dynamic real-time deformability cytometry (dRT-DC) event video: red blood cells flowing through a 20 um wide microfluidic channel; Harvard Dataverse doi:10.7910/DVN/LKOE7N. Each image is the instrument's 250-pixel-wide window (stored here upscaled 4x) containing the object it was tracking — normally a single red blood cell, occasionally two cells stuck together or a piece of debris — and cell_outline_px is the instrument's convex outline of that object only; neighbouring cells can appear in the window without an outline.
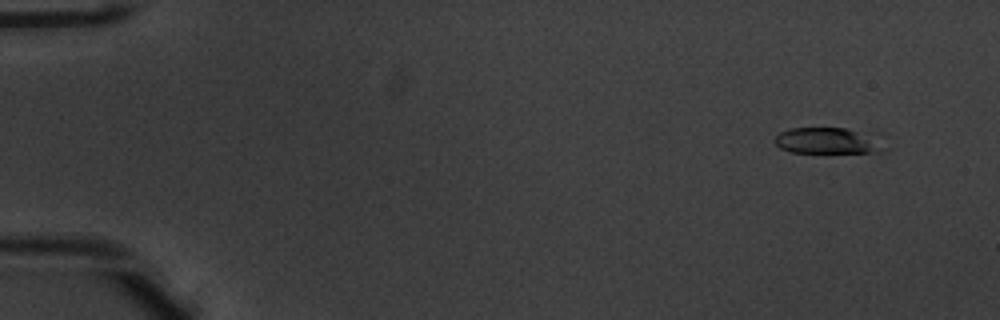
{"species": "common noctule bat (a hibernating species)", "species_latin": "Nyctalus noctula", "temperature_condition": "warm", "stored_images_in_passage": 53, "camera_frame_rate_fps": 3000, "um_per_image_px": 0.085, "animal": {"sex": "male", "body_mass_g": 20.1, "forearm_length_mm": 53.5}, "frame": {"image": 1, "passage_image": 5, "time_ms": 1.333, "image_size_px": [1000, 320], "cell_outline_px": [[888, 148], [880, 152], [792, 152], [780, 148], [772, 140], [780, 132], [788, 128], [844, 128], [868, 136]], "centroid_in_image_um": [70.22, 11.97], "position_along_channel_um": 14.8, "area_um2": 16.07}}
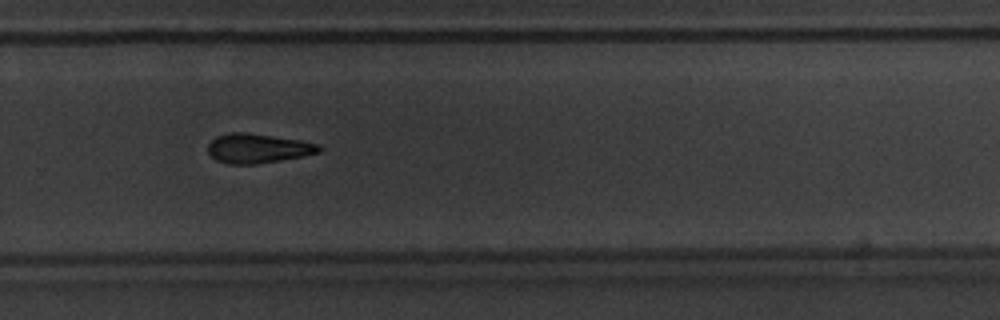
{"frame": {"image": 2, "passage_image": 37, "time_ms": 12.0, "image_size_px": [1000, 320], "cell_outline_px": [[324, 148], [320, 152], [304, 156], [256, 164], [228, 164], [216, 160], [208, 152], [208, 144], [216, 136], [228, 132], [244, 132], [300, 140], [320, 144]], "centroid_in_image_um": [21.93, 12.61], "position_along_channel_um": 307.9, "area_um2": 19.13}}
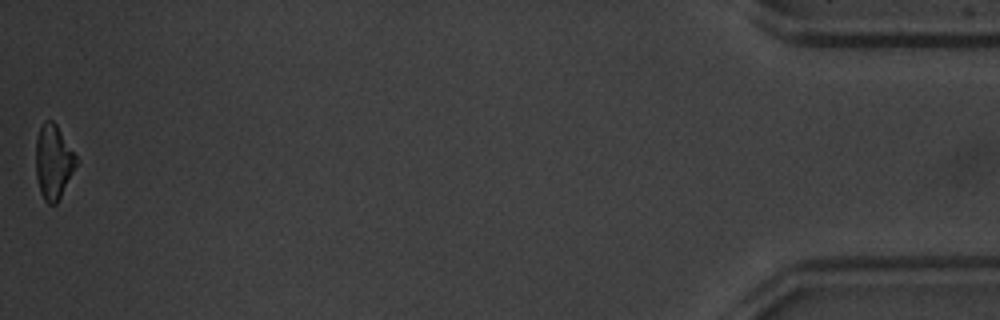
{"frame": {"image": 3, "passage_image": 53, "time_ms": 17.333, "image_size_px": [1000, 320], "cell_outline_px": [[80, 160], [56, 204], [48, 204], [44, 200], [40, 192], [36, 176], [36, 140], [40, 128], [44, 120], [52, 120], [56, 124]], "centroid_in_image_um": [4.56, 13.75], "position_along_channel_um": 430.6, "area_um2": 17.63}, "authors_computed_cell_mechanics": {"area_um2": 18.9006, "velocity_mm_per_s": 3.9481, "shape_relaxation_time_tau1_ms": 2.3125, "shape_relaxation_time_tau2_ms": null, "deformation_change_tau1": 0.167, "deformation_change_tau2": null}}